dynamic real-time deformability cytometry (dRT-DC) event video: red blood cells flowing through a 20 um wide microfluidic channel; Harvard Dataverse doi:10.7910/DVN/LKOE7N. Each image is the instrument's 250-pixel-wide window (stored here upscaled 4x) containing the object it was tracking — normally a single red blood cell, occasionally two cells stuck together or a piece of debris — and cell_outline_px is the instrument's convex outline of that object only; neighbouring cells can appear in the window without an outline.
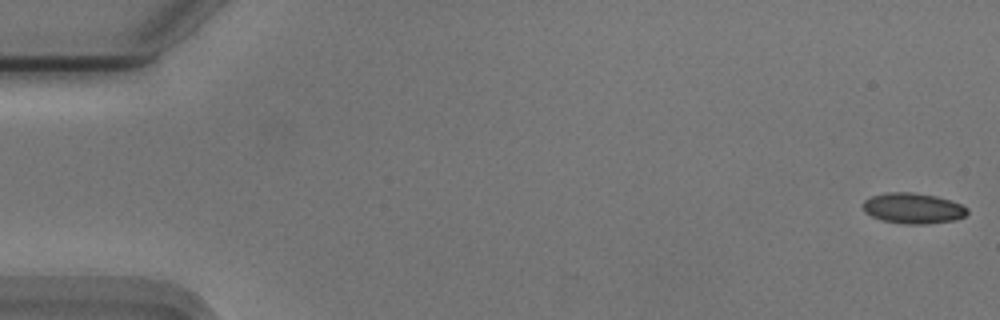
{"species": "Egyptian fruit bat (a non-hibernating species)", "species_latin": "Rousettus aegyptiacus", "temperature_condition": "cold", "stored_images_in_passage": 7, "camera_frame_rate_fps": 3000, "um_per_image_px": 0.085, "animal": {"sex": "male"}, "frame": {"image": 1, "passage_image": 1, "time_ms": 0.0, "image_size_px": [1000, 320], "cell_outline_px": [[968, 212], [964, 216], [956, 220], [924, 224], [908, 224], [884, 220], [872, 216], [864, 212], [864, 200], [872, 196], [888, 192], [912, 192], [936, 196], [960, 204], [968, 208]], "centroid_in_image_um": [77.62, 17.7], "position_along_channel_um": 7.4, "area_um2": 18.38}}